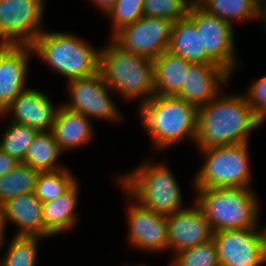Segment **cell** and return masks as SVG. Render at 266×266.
<instances>
[{
	"label": "cell",
	"instance_id": "cell-11",
	"mask_svg": "<svg viewBox=\"0 0 266 266\" xmlns=\"http://www.w3.org/2000/svg\"><path fill=\"white\" fill-rule=\"evenodd\" d=\"M221 266H262L266 263V227L214 232Z\"/></svg>",
	"mask_w": 266,
	"mask_h": 266
},
{
	"label": "cell",
	"instance_id": "cell-12",
	"mask_svg": "<svg viewBox=\"0 0 266 266\" xmlns=\"http://www.w3.org/2000/svg\"><path fill=\"white\" fill-rule=\"evenodd\" d=\"M173 22L164 18L142 16L125 26L111 39L127 52L156 59L168 51Z\"/></svg>",
	"mask_w": 266,
	"mask_h": 266
},
{
	"label": "cell",
	"instance_id": "cell-36",
	"mask_svg": "<svg viewBox=\"0 0 266 266\" xmlns=\"http://www.w3.org/2000/svg\"><path fill=\"white\" fill-rule=\"evenodd\" d=\"M263 20L264 24L266 23V0H262L259 3L258 8V20Z\"/></svg>",
	"mask_w": 266,
	"mask_h": 266
},
{
	"label": "cell",
	"instance_id": "cell-27",
	"mask_svg": "<svg viewBox=\"0 0 266 266\" xmlns=\"http://www.w3.org/2000/svg\"><path fill=\"white\" fill-rule=\"evenodd\" d=\"M35 236H15L10 241L7 250L0 258V266H35L38 253V241Z\"/></svg>",
	"mask_w": 266,
	"mask_h": 266
},
{
	"label": "cell",
	"instance_id": "cell-28",
	"mask_svg": "<svg viewBox=\"0 0 266 266\" xmlns=\"http://www.w3.org/2000/svg\"><path fill=\"white\" fill-rule=\"evenodd\" d=\"M76 181V176L74 177L67 167L57 171L40 172L34 193L42 202H47L64 194Z\"/></svg>",
	"mask_w": 266,
	"mask_h": 266
},
{
	"label": "cell",
	"instance_id": "cell-16",
	"mask_svg": "<svg viewBox=\"0 0 266 266\" xmlns=\"http://www.w3.org/2000/svg\"><path fill=\"white\" fill-rule=\"evenodd\" d=\"M58 108L59 105L54 106L47 94L29 87L12 101L2 117L6 119L12 115V122L27 125L39 132L51 131Z\"/></svg>",
	"mask_w": 266,
	"mask_h": 266
},
{
	"label": "cell",
	"instance_id": "cell-1",
	"mask_svg": "<svg viewBox=\"0 0 266 266\" xmlns=\"http://www.w3.org/2000/svg\"><path fill=\"white\" fill-rule=\"evenodd\" d=\"M221 92L206 105L198 107V149L249 143L252 130L263 123L255 116L243 93Z\"/></svg>",
	"mask_w": 266,
	"mask_h": 266
},
{
	"label": "cell",
	"instance_id": "cell-26",
	"mask_svg": "<svg viewBox=\"0 0 266 266\" xmlns=\"http://www.w3.org/2000/svg\"><path fill=\"white\" fill-rule=\"evenodd\" d=\"M38 132V130L32 127L11 121L5 132L2 133L0 149L16 158L19 162H23L28 148Z\"/></svg>",
	"mask_w": 266,
	"mask_h": 266
},
{
	"label": "cell",
	"instance_id": "cell-19",
	"mask_svg": "<svg viewBox=\"0 0 266 266\" xmlns=\"http://www.w3.org/2000/svg\"><path fill=\"white\" fill-rule=\"evenodd\" d=\"M92 124L82 113L60 104L51 131L61 151L66 152L89 144L94 136Z\"/></svg>",
	"mask_w": 266,
	"mask_h": 266
},
{
	"label": "cell",
	"instance_id": "cell-8",
	"mask_svg": "<svg viewBox=\"0 0 266 266\" xmlns=\"http://www.w3.org/2000/svg\"><path fill=\"white\" fill-rule=\"evenodd\" d=\"M46 0H0V45H32L44 31Z\"/></svg>",
	"mask_w": 266,
	"mask_h": 266
},
{
	"label": "cell",
	"instance_id": "cell-3",
	"mask_svg": "<svg viewBox=\"0 0 266 266\" xmlns=\"http://www.w3.org/2000/svg\"><path fill=\"white\" fill-rule=\"evenodd\" d=\"M99 71L114 94L125 100L140 98L142 104L155 95L153 59L127 52L112 39L100 49Z\"/></svg>",
	"mask_w": 266,
	"mask_h": 266
},
{
	"label": "cell",
	"instance_id": "cell-29",
	"mask_svg": "<svg viewBox=\"0 0 266 266\" xmlns=\"http://www.w3.org/2000/svg\"><path fill=\"white\" fill-rule=\"evenodd\" d=\"M172 259L171 266H221L213 238L178 252Z\"/></svg>",
	"mask_w": 266,
	"mask_h": 266
},
{
	"label": "cell",
	"instance_id": "cell-35",
	"mask_svg": "<svg viewBox=\"0 0 266 266\" xmlns=\"http://www.w3.org/2000/svg\"><path fill=\"white\" fill-rule=\"evenodd\" d=\"M6 226H5V223H4V212H3V204L0 203V249L2 248V246H4L5 242V229Z\"/></svg>",
	"mask_w": 266,
	"mask_h": 266
},
{
	"label": "cell",
	"instance_id": "cell-31",
	"mask_svg": "<svg viewBox=\"0 0 266 266\" xmlns=\"http://www.w3.org/2000/svg\"><path fill=\"white\" fill-rule=\"evenodd\" d=\"M144 0H116L113 8L107 13L112 21V38L118 31L125 26L131 25L139 20L143 13Z\"/></svg>",
	"mask_w": 266,
	"mask_h": 266
},
{
	"label": "cell",
	"instance_id": "cell-9",
	"mask_svg": "<svg viewBox=\"0 0 266 266\" xmlns=\"http://www.w3.org/2000/svg\"><path fill=\"white\" fill-rule=\"evenodd\" d=\"M70 101L62 104L67 109L82 113L87 118L101 119L109 122H119L123 118L117 106L112 101L110 92L114 91L105 83L99 72L67 82Z\"/></svg>",
	"mask_w": 266,
	"mask_h": 266
},
{
	"label": "cell",
	"instance_id": "cell-5",
	"mask_svg": "<svg viewBox=\"0 0 266 266\" xmlns=\"http://www.w3.org/2000/svg\"><path fill=\"white\" fill-rule=\"evenodd\" d=\"M195 204L201 209L214 232L260 228V205L252 187L194 188ZM258 218V219H257Z\"/></svg>",
	"mask_w": 266,
	"mask_h": 266
},
{
	"label": "cell",
	"instance_id": "cell-22",
	"mask_svg": "<svg viewBox=\"0 0 266 266\" xmlns=\"http://www.w3.org/2000/svg\"><path fill=\"white\" fill-rule=\"evenodd\" d=\"M153 62L155 95H178L185 82L190 62L169 51L163 52Z\"/></svg>",
	"mask_w": 266,
	"mask_h": 266
},
{
	"label": "cell",
	"instance_id": "cell-15",
	"mask_svg": "<svg viewBox=\"0 0 266 266\" xmlns=\"http://www.w3.org/2000/svg\"><path fill=\"white\" fill-rule=\"evenodd\" d=\"M34 55L31 45H0V111L26 90L28 63Z\"/></svg>",
	"mask_w": 266,
	"mask_h": 266
},
{
	"label": "cell",
	"instance_id": "cell-23",
	"mask_svg": "<svg viewBox=\"0 0 266 266\" xmlns=\"http://www.w3.org/2000/svg\"><path fill=\"white\" fill-rule=\"evenodd\" d=\"M62 153L52 131H41L28 148L22 163L39 172L57 171L65 168L58 162Z\"/></svg>",
	"mask_w": 266,
	"mask_h": 266
},
{
	"label": "cell",
	"instance_id": "cell-14",
	"mask_svg": "<svg viewBox=\"0 0 266 266\" xmlns=\"http://www.w3.org/2000/svg\"><path fill=\"white\" fill-rule=\"evenodd\" d=\"M183 210L166 215L168 224L167 249L178 252L213 238L214 231L201 209L193 202Z\"/></svg>",
	"mask_w": 266,
	"mask_h": 266
},
{
	"label": "cell",
	"instance_id": "cell-7",
	"mask_svg": "<svg viewBox=\"0 0 266 266\" xmlns=\"http://www.w3.org/2000/svg\"><path fill=\"white\" fill-rule=\"evenodd\" d=\"M248 144L199 149L205 159L194 176L193 188L251 187Z\"/></svg>",
	"mask_w": 266,
	"mask_h": 266
},
{
	"label": "cell",
	"instance_id": "cell-21",
	"mask_svg": "<svg viewBox=\"0 0 266 266\" xmlns=\"http://www.w3.org/2000/svg\"><path fill=\"white\" fill-rule=\"evenodd\" d=\"M168 51L190 63H213L203 52L202 35L188 16L172 24Z\"/></svg>",
	"mask_w": 266,
	"mask_h": 266
},
{
	"label": "cell",
	"instance_id": "cell-33",
	"mask_svg": "<svg viewBox=\"0 0 266 266\" xmlns=\"http://www.w3.org/2000/svg\"><path fill=\"white\" fill-rule=\"evenodd\" d=\"M21 162L6 154L0 149V175H4L15 169Z\"/></svg>",
	"mask_w": 266,
	"mask_h": 266
},
{
	"label": "cell",
	"instance_id": "cell-30",
	"mask_svg": "<svg viewBox=\"0 0 266 266\" xmlns=\"http://www.w3.org/2000/svg\"><path fill=\"white\" fill-rule=\"evenodd\" d=\"M189 0H144L143 13L147 17L164 18L175 22L188 15Z\"/></svg>",
	"mask_w": 266,
	"mask_h": 266
},
{
	"label": "cell",
	"instance_id": "cell-32",
	"mask_svg": "<svg viewBox=\"0 0 266 266\" xmlns=\"http://www.w3.org/2000/svg\"><path fill=\"white\" fill-rule=\"evenodd\" d=\"M245 96L255 116L263 123L266 121V75L255 79Z\"/></svg>",
	"mask_w": 266,
	"mask_h": 266
},
{
	"label": "cell",
	"instance_id": "cell-20",
	"mask_svg": "<svg viewBox=\"0 0 266 266\" xmlns=\"http://www.w3.org/2000/svg\"><path fill=\"white\" fill-rule=\"evenodd\" d=\"M79 182H75L56 199L43 202L44 238L57 236L77 224L76 206L79 199Z\"/></svg>",
	"mask_w": 266,
	"mask_h": 266
},
{
	"label": "cell",
	"instance_id": "cell-4",
	"mask_svg": "<svg viewBox=\"0 0 266 266\" xmlns=\"http://www.w3.org/2000/svg\"><path fill=\"white\" fill-rule=\"evenodd\" d=\"M162 162L149 159L131 172L118 175V184L139 205L169 215L185 209L176 176Z\"/></svg>",
	"mask_w": 266,
	"mask_h": 266
},
{
	"label": "cell",
	"instance_id": "cell-2",
	"mask_svg": "<svg viewBox=\"0 0 266 266\" xmlns=\"http://www.w3.org/2000/svg\"><path fill=\"white\" fill-rule=\"evenodd\" d=\"M138 114L157 150H166L185 139L195 143L198 108L183 98L154 95L139 104Z\"/></svg>",
	"mask_w": 266,
	"mask_h": 266
},
{
	"label": "cell",
	"instance_id": "cell-17",
	"mask_svg": "<svg viewBox=\"0 0 266 266\" xmlns=\"http://www.w3.org/2000/svg\"><path fill=\"white\" fill-rule=\"evenodd\" d=\"M230 78L231 74L216 63H190L177 96L198 108L214 99Z\"/></svg>",
	"mask_w": 266,
	"mask_h": 266
},
{
	"label": "cell",
	"instance_id": "cell-24",
	"mask_svg": "<svg viewBox=\"0 0 266 266\" xmlns=\"http://www.w3.org/2000/svg\"><path fill=\"white\" fill-rule=\"evenodd\" d=\"M198 5L208 14L234 25V21L258 20L259 3L256 0H201Z\"/></svg>",
	"mask_w": 266,
	"mask_h": 266
},
{
	"label": "cell",
	"instance_id": "cell-6",
	"mask_svg": "<svg viewBox=\"0 0 266 266\" xmlns=\"http://www.w3.org/2000/svg\"><path fill=\"white\" fill-rule=\"evenodd\" d=\"M31 46L37 58L67 81L99 72L100 50L73 34L44 30Z\"/></svg>",
	"mask_w": 266,
	"mask_h": 266
},
{
	"label": "cell",
	"instance_id": "cell-18",
	"mask_svg": "<svg viewBox=\"0 0 266 266\" xmlns=\"http://www.w3.org/2000/svg\"><path fill=\"white\" fill-rule=\"evenodd\" d=\"M4 223L17 226L15 236L44 238L43 202L34 192L10 198L3 204Z\"/></svg>",
	"mask_w": 266,
	"mask_h": 266
},
{
	"label": "cell",
	"instance_id": "cell-10",
	"mask_svg": "<svg viewBox=\"0 0 266 266\" xmlns=\"http://www.w3.org/2000/svg\"><path fill=\"white\" fill-rule=\"evenodd\" d=\"M202 35L203 52L231 75L238 66L235 52V33L227 21L208 14L198 4H191L187 15Z\"/></svg>",
	"mask_w": 266,
	"mask_h": 266
},
{
	"label": "cell",
	"instance_id": "cell-34",
	"mask_svg": "<svg viewBox=\"0 0 266 266\" xmlns=\"http://www.w3.org/2000/svg\"><path fill=\"white\" fill-rule=\"evenodd\" d=\"M93 5L98 6L97 8H99L103 13H105V16L107 15V13L113 8L114 3L116 2V0H91Z\"/></svg>",
	"mask_w": 266,
	"mask_h": 266
},
{
	"label": "cell",
	"instance_id": "cell-25",
	"mask_svg": "<svg viewBox=\"0 0 266 266\" xmlns=\"http://www.w3.org/2000/svg\"><path fill=\"white\" fill-rule=\"evenodd\" d=\"M39 171L20 163L7 174L0 175V203L35 190Z\"/></svg>",
	"mask_w": 266,
	"mask_h": 266
},
{
	"label": "cell",
	"instance_id": "cell-13",
	"mask_svg": "<svg viewBox=\"0 0 266 266\" xmlns=\"http://www.w3.org/2000/svg\"><path fill=\"white\" fill-rule=\"evenodd\" d=\"M131 200L127 210L128 243L131 247L146 252L166 251L168 243V224L166 215L154 212Z\"/></svg>",
	"mask_w": 266,
	"mask_h": 266
},
{
	"label": "cell",
	"instance_id": "cell-37",
	"mask_svg": "<svg viewBox=\"0 0 266 266\" xmlns=\"http://www.w3.org/2000/svg\"><path fill=\"white\" fill-rule=\"evenodd\" d=\"M201 0H191V4H198Z\"/></svg>",
	"mask_w": 266,
	"mask_h": 266
}]
</instances>
